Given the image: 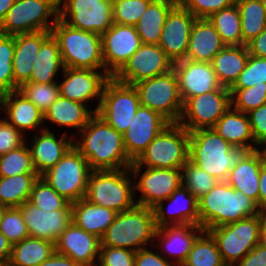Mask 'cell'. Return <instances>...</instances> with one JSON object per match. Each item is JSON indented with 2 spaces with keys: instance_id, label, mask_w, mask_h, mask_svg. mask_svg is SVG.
<instances>
[{
  "instance_id": "cell-51",
  "label": "cell",
  "mask_w": 266,
  "mask_h": 266,
  "mask_svg": "<svg viewBox=\"0 0 266 266\" xmlns=\"http://www.w3.org/2000/svg\"><path fill=\"white\" fill-rule=\"evenodd\" d=\"M134 250L101 246L97 266H134Z\"/></svg>"
},
{
  "instance_id": "cell-8",
  "label": "cell",
  "mask_w": 266,
  "mask_h": 266,
  "mask_svg": "<svg viewBox=\"0 0 266 266\" xmlns=\"http://www.w3.org/2000/svg\"><path fill=\"white\" fill-rule=\"evenodd\" d=\"M58 17V0H15L0 23V34L51 31Z\"/></svg>"
},
{
  "instance_id": "cell-5",
  "label": "cell",
  "mask_w": 266,
  "mask_h": 266,
  "mask_svg": "<svg viewBox=\"0 0 266 266\" xmlns=\"http://www.w3.org/2000/svg\"><path fill=\"white\" fill-rule=\"evenodd\" d=\"M51 33L58 41L65 68L105 71L101 35L73 28L59 18Z\"/></svg>"
},
{
  "instance_id": "cell-47",
  "label": "cell",
  "mask_w": 266,
  "mask_h": 266,
  "mask_svg": "<svg viewBox=\"0 0 266 266\" xmlns=\"http://www.w3.org/2000/svg\"><path fill=\"white\" fill-rule=\"evenodd\" d=\"M15 50V35L0 34V96L14 91L12 61Z\"/></svg>"
},
{
  "instance_id": "cell-52",
  "label": "cell",
  "mask_w": 266,
  "mask_h": 266,
  "mask_svg": "<svg viewBox=\"0 0 266 266\" xmlns=\"http://www.w3.org/2000/svg\"><path fill=\"white\" fill-rule=\"evenodd\" d=\"M236 0H181L179 4L196 18H208L211 14L232 6Z\"/></svg>"
},
{
  "instance_id": "cell-29",
  "label": "cell",
  "mask_w": 266,
  "mask_h": 266,
  "mask_svg": "<svg viewBox=\"0 0 266 266\" xmlns=\"http://www.w3.org/2000/svg\"><path fill=\"white\" fill-rule=\"evenodd\" d=\"M225 46L209 20L197 18L191 29L185 59L211 63Z\"/></svg>"
},
{
  "instance_id": "cell-34",
  "label": "cell",
  "mask_w": 266,
  "mask_h": 266,
  "mask_svg": "<svg viewBox=\"0 0 266 266\" xmlns=\"http://www.w3.org/2000/svg\"><path fill=\"white\" fill-rule=\"evenodd\" d=\"M43 114L45 122L58 124L61 127L79 129L80 132L95 114V110H89L86 104L72 101L60 95Z\"/></svg>"
},
{
  "instance_id": "cell-3",
  "label": "cell",
  "mask_w": 266,
  "mask_h": 266,
  "mask_svg": "<svg viewBox=\"0 0 266 266\" xmlns=\"http://www.w3.org/2000/svg\"><path fill=\"white\" fill-rule=\"evenodd\" d=\"M189 134V160L218 181H226L230 170L249 152L244 147L232 146L213 128Z\"/></svg>"
},
{
  "instance_id": "cell-60",
  "label": "cell",
  "mask_w": 266,
  "mask_h": 266,
  "mask_svg": "<svg viewBox=\"0 0 266 266\" xmlns=\"http://www.w3.org/2000/svg\"><path fill=\"white\" fill-rule=\"evenodd\" d=\"M12 246L11 242L0 232V266L8 264Z\"/></svg>"
},
{
  "instance_id": "cell-27",
  "label": "cell",
  "mask_w": 266,
  "mask_h": 266,
  "mask_svg": "<svg viewBox=\"0 0 266 266\" xmlns=\"http://www.w3.org/2000/svg\"><path fill=\"white\" fill-rule=\"evenodd\" d=\"M35 132L29 147L37 174L42 176L51 169L73 146L74 135H62L59 139L48 128Z\"/></svg>"
},
{
  "instance_id": "cell-38",
  "label": "cell",
  "mask_w": 266,
  "mask_h": 266,
  "mask_svg": "<svg viewBox=\"0 0 266 266\" xmlns=\"http://www.w3.org/2000/svg\"><path fill=\"white\" fill-rule=\"evenodd\" d=\"M37 173H24L11 177H0V204L6 208L19 207L29 200Z\"/></svg>"
},
{
  "instance_id": "cell-30",
  "label": "cell",
  "mask_w": 266,
  "mask_h": 266,
  "mask_svg": "<svg viewBox=\"0 0 266 266\" xmlns=\"http://www.w3.org/2000/svg\"><path fill=\"white\" fill-rule=\"evenodd\" d=\"M262 152L249 151L239 163L230 170L226 182L235 190L252 199L259 208V175L263 163Z\"/></svg>"
},
{
  "instance_id": "cell-15",
  "label": "cell",
  "mask_w": 266,
  "mask_h": 266,
  "mask_svg": "<svg viewBox=\"0 0 266 266\" xmlns=\"http://www.w3.org/2000/svg\"><path fill=\"white\" fill-rule=\"evenodd\" d=\"M59 19L73 28L103 35L113 24L111 0H59Z\"/></svg>"
},
{
  "instance_id": "cell-64",
  "label": "cell",
  "mask_w": 266,
  "mask_h": 266,
  "mask_svg": "<svg viewBox=\"0 0 266 266\" xmlns=\"http://www.w3.org/2000/svg\"><path fill=\"white\" fill-rule=\"evenodd\" d=\"M6 207L3 206L2 204H0V220H1V217L3 215V212L5 211Z\"/></svg>"
},
{
  "instance_id": "cell-14",
  "label": "cell",
  "mask_w": 266,
  "mask_h": 266,
  "mask_svg": "<svg viewBox=\"0 0 266 266\" xmlns=\"http://www.w3.org/2000/svg\"><path fill=\"white\" fill-rule=\"evenodd\" d=\"M231 106L230 89H219L188 98L183 103L179 124L188 132L213 128Z\"/></svg>"
},
{
  "instance_id": "cell-24",
  "label": "cell",
  "mask_w": 266,
  "mask_h": 266,
  "mask_svg": "<svg viewBox=\"0 0 266 266\" xmlns=\"http://www.w3.org/2000/svg\"><path fill=\"white\" fill-rule=\"evenodd\" d=\"M100 247V238L72 222L56 241L55 252L68 256L81 266H97Z\"/></svg>"
},
{
  "instance_id": "cell-28",
  "label": "cell",
  "mask_w": 266,
  "mask_h": 266,
  "mask_svg": "<svg viewBox=\"0 0 266 266\" xmlns=\"http://www.w3.org/2000/svg\"><path fill=\"white\" fill-rule=\"evenodd\" d=\"M50 34L51 31H39L15 35V50L12 61L14 91L30 79L41 44Z\"/></svg>"
},
{
  "instance_id": "cell-36",
  "label": "cell",
  "mask_w": 266,
  "mask_h": 266,
  "mask_svg": "<svg viewBox=\"0 0 266 266\" xmlns=\"http://www.w3.org/2000/svg\"><path fill=\"white\" fill-rule=\"evenodd\" d=\"M177 3L173 0H153L135 25L142 44L159 45L165 19Z\"/></svg>"
},
{
  "instance_id": "cell-53",
  "label": "cell",
  "mask_w": 266,
  "mask_h": 266,
  "mask_svg": "<svg viewBox=\"0 0 266 266\" xmlns=\"http://www.w3.org/2000/svg\"><path fill=\"white\" fill-rule=\"evenodd\" d=\"M18 129L11 125L5 118L0 119V155L23 145L26 141Z\"/></svg>"
},
{
  "instance_id": "cell-61",
  "label": "cell",
  "mask_w": 266,
  "mask_h": 266,
  "mask_svg": "<svg viewBox=\"0 0 266 266\" xmlns=\"http://www.w3.org/2000/svg\"><path fill=\"white\" fill-rule=\"evenodd\" d=\"M259 245L266 248V213L262 212V222L259 230Z\"/></svg>"
},
{
  "instance_id": "cell-49",
  "label": "cell",
  "mask_w": 266,
  "mask_h": 266,
  "mask_svg": "<svg viewBox=\"0 0 266 266\" xmlns=\"http://www.w3.org/2000/svg\"><path fill=\"white\" fill-rule=\"evenodd\" d=\"M0 232L15 244L29 237V233L19 207L6 208L0 220Z\"/></svg>"
},
{
  "instance_id": "cell-17",
  "label": "cell",
  "mask_w": 266,
  "mask_h": 266,
  "mask_svg": "<svg viewBox=\"0 0 266 266\" xmlns=\"http://www.w3.org/2000/svg\"><path fill=\"white\" fill-rule=\"evenodd\" d=\"M63 80L59 83L62 97L88 105V101L98 99L97 112L105 83L111 78L106 71L82 68H64Z\"/></svg>"
},
{
  "instance_id": "cell-37",
  "label": "cell",
  "mask_w": 266,
  "mask_h": 266,
  "mask_svg": "<svg viewBox=\"0 0 266 266\" xmlns=\"http://www.w3.org/2000/svg\"><path fill=\"white\" fill-rule=\"evenodd\" d=\"M55 252V243L27 237L13 244L11 256L6 266H38Z\"/></svg>"
},
{
  "instance_id": "cell-13",
  "label": "cell",
  "mask_w": 266,
  "mask_h": 266,
  "mask_svg": "<svg viewBox=\"0 0 266 266\" xmlns=\"http://www.w3.org/2000/svg\"><path fill=\"white\" fill-rule=\"evenodd\" d=\"M129 170L134 178V195L138 206L154 208L182 185L181 169L146 168L141 172L142 167L133 161ZM137 190L141 196L136 199Z\"/></svg>"
},
{
  "instance_id": "cell-2",
  "label": "cell",
  "mask_w": 266,
  "mask_h": 266,
  "mask_svg": "<svg viewBox=\"0 0 266 266\" xmlns=\"http://www.w3.org/2000/svg\"><path fill=\"white\" fill-rule=\"evenodd\" d=\"M257 204L226 181L198 199L199 226L205 231L259 214Z\"/></svg>"
},
{
  "instance_id": "cell-45",
  "label": "cell",
  "mask_w": 266,
  "mask_h": 266,
  "mask_svg": "<svg viewBox=\"0 0 266 266\" xmlns=\"http://www.w3.org/2000/svg\"><path fill=\"white\" fill-rule=\"evenodd\" d=\"M18 91L43 113L46 112L60 96L58 82L42 84L25 82L18 88Z\"/></svg>"
},
{
  "instance_id": "cell-11",
  "label": "cell",
  "mask_w": 266,
  "mask_h": 266,
  "mask_svg": "<svg viewBox=\"0 0 266 266\" xmlns=\"http://www.w3.org/2000/svg\"><path fill=\"white\" fill-rule=\"evenodd\" d=\"M139 94L140 106L158 112L169 123H179L183 101L174 70L141 81L134 85Z\"/></svg>"
},
{
  "instance_id": "cell-48",
  "label": "cell",
  "mask_w": 266,
  "mask_h": 266,
  "mask_svg": "<svg viewBox=\"0 0 266 266\" xmlns=\"http://www.w3.org/2000/svg\"><path fill=\"white\" fill-rule=\"evenodd\" d=\"M153 0H115L113 1V23L135 26L148 5Z\"/></svg>"
},
{
  "instance_id": "cell-23",
  "label": "cell",
  "mask_w": 266,
  "mask_h": 266,
  "mask_svg": "<svg viewBox=\"0 0 266 266\" xmlns=\"http://www.w3.org/2000/svg\"><path fill=\"white\" fill-rule=\"evenodd\" d=\"M203 231L201 226L194 224L162 226L157 228L154 239L159 241V245L156 242L153 247L160 248L162 252L160 250L159 253L168 261L182 266L195 240Z\"/></svg>"
},
{
  "instance_id": "cell-35",
  "label": "cell",
  "mask_w": 266,
  "mask_h": 266,
  "mask_svg": "<svg viewBox=\"0 0 266 266\" xmlns=\"http://www.w3.org/2000/svg\"><path fill=\"white\" fill-rule=\"evenodd\" d=\"M64 68L58 41L51 33L41 44L27 82L38 84L58 82L55 77Z\"/></svg>"
},
{
  "instance_id": "cell-21",
  "label": "cell",
  "mask_w": 266,
  "mask_h": 266,
  "mask_svg": "<svg viewBox=\"0 0 266 266\" xmlns=\"http://www.w3.org/2000/svg\"><path fill=\"white\" fill-rule=\"evenodd\" d=\"M19 208L29 237L56 243L59 236L72 223V210L44 211L29 200L24 202Z\"/></svg>"
},
{
  "instance_id": "cell-20",
  "label": "cell",
  "mask_w": 266,
  "mask_h": 266,
  "mask_svg": "<svg viewBox=\"0 0 266 266\" xmlns=\"http://www.w3.org/2000/svg\"><path fill=\"white\" fill-rule=\"evenodd\" d=\"M170 124L158 112L140 106L129 128L123 134V142L128 157L135 161L149 143Z\"/></svg>"
},
{
  "instance_id": "cell-39",
  "label": "cell",
  "mask_w": 266,
  "mask_h": 266,
  "mask_svg": "<svg viewBox=\"0 0 266 266\" xmlns=\"http://www.w3.org/2000/svg\"><path fill=\"white\" fill-rule=\"evenodd\" d=\"M207 19L226 46L243 45L241 16L236 3L211 14Z\"/></svg>"
},
{
  "instance_id": "cell-63",
  "label": "cell",
  "mask_w": 266,
  "mask_h": 266,
  "mask_svg": "<svg viewBox=\"0 0 266 266\" xmlns=\"http://www.w3.org/2000/svg\"><path fill=\"white\" fill-rule=\"evenodd\" d=\"M262 149H259L262 152L264 161H266V141L261 145Z\"/></svg>"
},
{
  "instance_id": "cell-58",
  "label": "cell",
  "mask_w": 266,
  "mask_h": 266,
  "mask_svg": "<svg viewBox=\"0 0 266 266\" xmlns=\"http://www.w3.org/2000/svg\"><path fill=\"white\" fill-rule=\"evenodd\" d=\"M38 266H81L68 256L54 252L46 261Z\"/></svg>"
},
{
  "instance_id": "cell-19",
  "label": "cell",
  "mask_w": 266,
  "mask_h": 266,
  "mask_svg": "<svg viewBox=\"0 0 266 266\" xmlns=\"http://www.w3.org/2000/svg\"><path fill=\"white\" fill-rule=\"evenodd\" d=\"M196 19L179 3L167 14L159 46L173 63L186 58L191 29Z\"/></svg>"
},
{
  "instance_id": "cell-9",
  "label": "cell",
  "mask_w": 266,
  "mask_h": 266,
  "mask_svg": "<svg viewBox=\"0 0 266 266\" xmlns=\"http://www.w3.org/2000/svg\"><path fill=\"white\" fill-rule=\"evenodd\" d=\"M262 212L207 231L214 238L224 263L235 266L259 242Z\"/></svg>"
},
{
  "instance_id": "cell-7",
  "label": "cell",
  "mask_w": 266,
  "mask_h": 266,
  "mask_svg": "<svg viewBox=\"0 0 266 266\" xmlns=\"http://www.w3.org/2000/svg\"><path fill=\"white\" fill-rule=\"evenodd\" d=\"M189 151V132L179 123H170L134 162L142 168L182 169L189 160Z\"/></svg>"
},
{
  "instance_id": "cell-50",
  "label": "cell",
  "mask_w": 266,
  "mask_h": 266,
  "mask_svg": "<svg viewBox=\"0 0 266 266\" xmlns=\"http://www.w3.org/2000/svg\"><path fill=\"white\" fill-rule=\"evenodd\" d=\"M266 83V58L249 55L245 69L231 88H249Z\"/></svg>"
},
{
  "instance_id": "cell-6",
  "label": "cell",
  "mask_w": 266,
  "mask_h": 266,
  "mask_svg": "<svg viewBox=\"0 0 266 266\" xmlns=\"http://www.w3.org/2000/svg\"><path fill=\"white\" fill-rule=\"evenodd\" d=\"M133 181L129 168L92 171L84 198L117 213L128 211L137 205Z\"/></svg>"
},
{
  "instance_id": "cell-55",
  "label": "cell",
  "mask_w": 266,
  "mask_h": 266,
  "mask_svg": "<svg viewBox=\"0 0 266 266\" xmlns=\"http://www.w3.org/2000/svg\"><path fill=\"white\" fill-rule=\"evenodd\" d=\"M134 266H177L175 263L165 259L158 251L155 249L143 248L136 251L135 254V264Z\"/></svg>"
},
{
  "instance_id": "cell-66",
  "label": "cell",
  "mask_w": 266,
  "mask_h": 266,
  "mask_svg": "<svg viewBox=\"0 0 266 266\" xmlns=\"http://www.w3.org/2000/svg\"><path fill=\"white\" fill-rule=\"evenodd\" d=\"M173 1H175L176 3H179L181 0H173Z\"/></svg>"
},
{
  "instance_id": "cell-4",
  "label": "cell",
  "mask_w": 266,
  "mask_h": 266,
  "mask_svg": "<svg viewBox=\"0 0 266 266\" xmlns=\"http://www.w3.org/2000/svg\"><path fill=\"white\" fill-rule=\"evenodd\" d=\"M156 230L153 208L136 205L128 211L117 213L100 239L101 246L135 252L147 248V244L153 248Z\"/></svg>"
},
{
  "instance_id": "cell-33",
  "label": "cell",
  "mask_w": 266,
  "mask_h": 266,
  "mask_svg": "<svg viewBox=\"0 0 266 266\" xmlns=\"http://www.w3.org/2000/svg\"><path fill=\"white\" fill-rule=\"evenodd\" d=\"M249 59L247 45L225 46L213 58L211 64L221 86L231 88Z\"/></svg>"
},
{
  "instance_id": "cell-10",
  "label": "cell",
  "mask_w": 266,
  "mask_h": 266,
  "mask_svg": "<svg viewBox=\"0 0 266 266\" xmlns=\"http://www.w3.org/2000/svg\"><path fill=\"white\" fill-rule=\"evenodd\" d=\"M92 172L87 159L72 146L66 154L41 177L70 203L85 197Z\"/></svg>"
},
{
  "instance_id": "cell-59",
  "label": "cell",
  "mask_w": 266,
  "mask_h": 266,
  "mask_svg": "<svg viewBox=\"0 0 266 266\" xmlns=\"http://www.w3.org/2000/svg\"><path fill=\"white\" fill-rule=\"evenodd\" d=\"M259 210L266 213V161L264 160L259 175Z\"/></svg>"
},
{
  "instance_id": "cell-26",
  "label": "cell",
  "mask_w": 266,
  "mask_h": 266,
  "mask_svg": "<svg viewBox=\"0 0 266 266\" xmlns=\"http://www.w3.org/2000/svg\"><path fill=\"white\" fill-rule=\"evenodd\" d=\"M2 111L4 118L23 135L26 131L38 132L39 127V131L46 129L43 112L18 90L0 96V113Z\"/></svg>"
},
{
  "instance_id": "cell-57",
  "label": "cell",
  "mask_w": 266,
  "mask_h": 266,
  "mask_svg": "<svg viewBox=\"0 0 266 266\" xmlns=\"http://www.w3.org/2000/svg\"><path fill=\"white\" fill-rule=\"evenodd\" d=\"M249 55L266 58V27L247 44Z\"/></svg>"
},
{
  "instance_id": "cell-62",
  "label": "cell",
  "mask_w": 266,
  "mask_h": 266,
  "mask_svg": "<svg viewBox=\"0 0 266 266\" xmlns=\"http://www.w3.org/2000/svg\"><path fill=\"white\" fill-rule=\"evenodd\" d=\"M15 0H0V23L5 18L8 10L13 6Z\"/></svg>"
},
{
  "instance_id": "cell-40",
  "label": "cell",
  "mask_w": 266,
  "mask_h": 266,
  "mask_svg": "<svg viewBox=\"0 0 266 266\" xmlns=\"http://www.w3.org/2000/svg\"><path fill=\"white\" fill-rule=\"evenodd\" d=\"M241 16L243 45H247L266 27V11L261 0H236Z\"/></svg>"
},
{
  "instance_id": "cell-43",
  "label": "cell",
  "mask_w": 266,
  "mask_h": 266,
  "mask_svg": "<svg viewBox=\"0 0 266 266\" xmlns=\"http://www.w3.org/2000/svg\"><path fill=\"white\" fill-rule=\"evenodd\" d=\"M29 201L44 211L72 210L71 203L59 195L41 176L33 185Z\"/></svg>"
},
{
  "instance_id": "cell-16",
  "label": "cell",
  "mask_w": 266,
  "mask_h": 266,
  "mask_svg": "<svg viewBox=\"0 0 266 266\" xmlns=\"http://www.w3.org/2000/svg\"><path fill=\"white\" fill-rule=\"evenodd\" d=\"M173 69V62L159 45L142 44L113 78L127 85L165 74Z\"/></svg>"
},
{
  "instance_id": "cell-44",
  "label": "cell",
  "mask_w": 266,
  "mask_h": 266,
  "mask_svg": "<svg viewBox=\"0 0 266 266\" xmlns=\"http://www.w3.org/2000/svg\"><path fill=\"white\" fill-rule=\"evenodd\" d=\"M182 185L197 199L207 194L218 180L188 160L182 167Z\"/></svg>"
},
{
  "instance_id": "cell-56",
  "label": "cell",
  "mask_w": 266,
  "mask_h": 266,
  "mask_svg": "<svg viewBox=\"0 0 266 266\" xmlns=\"http://www.w3.org/2000/svg\"><path fill=\"white\" fill-rule=\"evenodd\" d=\"M235 266H266V248L257 244Z\"/></svg>"
},
{
  "instance_id": "cell-42",
  "label": "cell",
  "mask_w": 266,
  "mask_h": 266,
  "mask_svg": "<svg viewBox=\"0 0 266 266\" xmlns=\"http://www.w3.org/2000/svg\"><path fill=\"white\" fill-rule=\"evenodd\" d=\"M28 143L0 155V177H11L24 173H37Z\"/></svg>"
},
{
  "instance_id": "cell-41",
  "label": "cell",
  "mask_w": 266,
  "mask_h": 266,
  "mask_svg": "<svg viewBox=\"0 0 266 266\" xmlns=\"http://www.w3.org/2000/svg\"><path fill=\"white\" fill-rule=\"evenodd\" d=\"M182 266H227L218 250L214 238L203 231L195 240Z\"/></svg>"
},
{
  "instance_id": "cell-1",
  "label": "cell",
  "mask_w": 266,
  "mask_h": 266,
  "mask_svg": "<svg viewBox=\"0 0 266 266\" xmlns=\"http://www.w3.org/2000/svg\"><path fill=\"white\" fill-rule=\"evenodd\" d=\"M73 138V146L87 159L92 171L119 170L129 168L123 135L108 125L96 113Z\"/></svg>"
},
{
  "instance_id": "cell-22",
  "label": "cell",
  "mask_w": 266,
  "mask_h": 266,
  "mask_svg": "<svg viewBox=\"0 0 266 266\" xmlns=\"http://www.w3.org/2000/svg\"><path fill=\"white\" fill-rule=\"evenodd\" d=\"M183 103L191 97L217 90L221 87L210 62L184 59L173 63Z\"/></svg>"
},
{
  "instance_id": "cell-12",
  "label": "cell",
  "mask_w": 266,
  "mask_h": 266,
  "mask_svg": "<svg viewBox=\"0 0 266 266\" xmlns=\"http://www.w3.org/2000/svg\"><path fill=\"white\" fill-rule=\"evenodd\" d=\"M139 107L140 100L137 89L111 77L104 85L96 114L123 135Z\"/></svg>"
},
{
  "instance_id": "cell-18",
  "label": "cell",
  "mask_w": 266,
  "mask_h": 266,
  "mask_svg": "<svg viewBox=\"0 0 266 266\" xmlns=\"http://www.w3.org/2000/svg\"><path fill=\"white\" fill-rule=\"evenodd\" d=\"M101 37L105 71L111 77L142 45L135 26L113 23Z\"/></svg>"
},
{
  "instance_id": "cell-65",
  "label": "cell",
  "mask_w": 266,
  "mask_h": 266,
  "mask_svg": "<svg viewBox=\"0 0 266 266\" xmlns=\"http://www.w3.org/2000/svg\"><path fill=\"white\" fill-rule=\"evenodd\" d=\"M261 2H262L263 6L265 8V11H266V0H261Z\"/></svg>"
},
{
  "instance_id": "cell-46",
  "label": "cell",
  "mask_w": 266,
  "mask_h": 266,
  "mask_svg": "<svg viewBox=\"0 0 266 266\" xmlns=\"http://www.w3.org/2000/svg\"><path fill=\"white\" fill-rule=\"evenodd\" d=\"M230 93L231 106L246 114L266 104V83L249 88H230Z\"/></svg>"
},
{
  "instance_id": "cell-25",
  "label": "cell",
  "mask_w": 266,
  "mask_h": 266,
  "mask_svg": "<svg viewBox=\"0 0 266 266\" xmlns=\"http://www.w3.org/2000/svg\"><path fill=\"white\" fill-rule=\"evenodd\" d=\"M164 202L169 203L166 210ZM153 210L157 228L166 225H199L198 199L183 185L167 199L160 201Z\"/></svg>"
},
{
  "instance_id": "cell-31",
  "label": "cell",
  "mask_w": 266,
  "mask_h": 266,
  "mask_svg": "<svg viewBox=\"0 0 266 266\" xmlns=\"http://www.w3.org/2000/svg\"><path fill=\"white\" fill-rule=\"evenodd\" d=\"M213 129L234 147H244L249 151L260 149L254 142L248 114L235 110L232 106L216 122Z\"/></svg>"
},
{
  "instance_id": "cell-54",
  "label": "cell",
  "mask_w": 266,
  "mask_h": 266,
  "mask_svg": "<svg viewBox=\"0 0 266 266\" xmlns=\"http://www.w3.org/2000/svg\"><path fill=\"white\" fill-rule=\"evenodd\" d=\"M248 114L254 142L261 147L266 141V104Z\"/></svg>"
},
{
  "instance_id": "cell-32",
  "label": "cell",
  "mask_w": 266,
  "mask_h": 266,
  "mask_svg": "<svg viewBox=\"0 0 266 266\" xmlns=\"http://www.w3.org/2000/svg\"><path fill=\"white\" fill-rule=\"evenodd\" d=\"M71 208L72 222L100 239L117 215L114 210L94 205L85 198L71 203Z\"/></svg>"
}]
</instances>
